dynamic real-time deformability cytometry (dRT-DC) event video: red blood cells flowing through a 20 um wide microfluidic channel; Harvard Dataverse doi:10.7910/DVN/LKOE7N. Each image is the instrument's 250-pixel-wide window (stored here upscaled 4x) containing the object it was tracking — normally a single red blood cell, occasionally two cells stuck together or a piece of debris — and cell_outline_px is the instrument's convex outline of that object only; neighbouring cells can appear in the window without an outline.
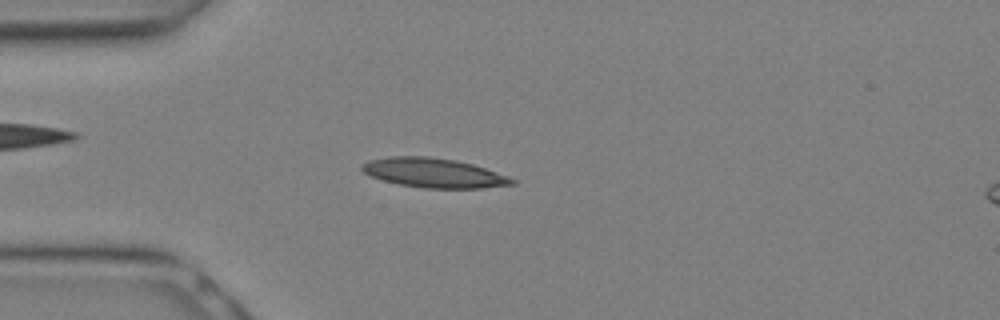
{"species": "Egyptian fruit bat (a non-hibernating species)", "species_latin": "Rousettus aegyptiacus", "temperature_condition": "warm", "stored_images_in_passage": 10, "camera_frame_rate_fps": 3000, "um_per_image_px": 0.085, "animal": {"sex": "female"}, "frame": {"image": 1, "passage_image": 4, "time_ms": 1.0, "image_size_px": [1000, 320], "cell_outline_px": [[516, 184], [480, 188], [424, 188], [400, 184], [384, 180], [372, 176], [364, 172], [360, 168], [360, 164], [368, 160], [388, 156], [428, 156], [456, 160], [472, 164], [508, 176], [516, 180]], "centroid_in_image_um": [36.85, 14.68], "position_along_channel_um": 48.1, "area_um2": 25.66}}
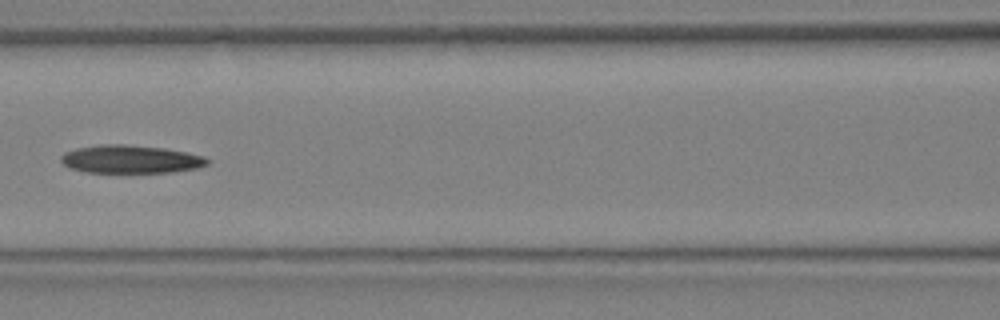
{"frame": {"image": 2, "passage_image": 9, "time_ms": 2.667, "image_size_px": [1000, 320], "cell_outline_px": [[212, 160], [208, 164], [196, 168], [172, 172], [84, 172], [68, 168], [60, 160], [60, 156], [64, 152], [76, 148], [100, 144], [124, 144], [164, 148], [188, 152], [204, 156]], "centroid_in_image_um": [11.1, 13.53], "position_along_channel_um": 155.5, "area_um2": 24.16}}